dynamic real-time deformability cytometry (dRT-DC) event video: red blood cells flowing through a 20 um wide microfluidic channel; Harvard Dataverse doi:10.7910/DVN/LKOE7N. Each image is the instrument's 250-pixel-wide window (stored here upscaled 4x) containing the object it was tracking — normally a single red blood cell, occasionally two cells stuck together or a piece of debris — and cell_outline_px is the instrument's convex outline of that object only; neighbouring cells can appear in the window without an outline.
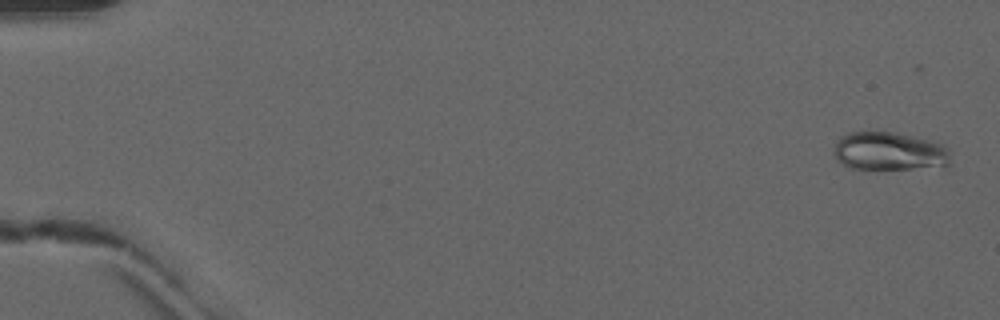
{"species": "common noctule bat (a hibernating species)", "species_latin": "Nyctalus noctula", "temperature_condition": "warm", "stored_images_in_passage": 50, "camera_frame_rate_fps": 3000, "um_per_image_px": 0.085, "animal": {"sex": "male", "forearm_length_mm": 52.5}, "frame": {"image": 1, "passage_image": 2, "time_ms": 0.333, "image_size_px": [1000, 320], "cell_outline_px": [[952, 160], [944, 168], [852, 168], [836, 160], [836, 144], [840, 136], [848, 132], [892, 132], [928, 140], [944, 144], [948, 148]], "centroid_in_image_um": [75.67, 12.86], "position_along_channel_um": 9.3, "area_um2": 25.89}}
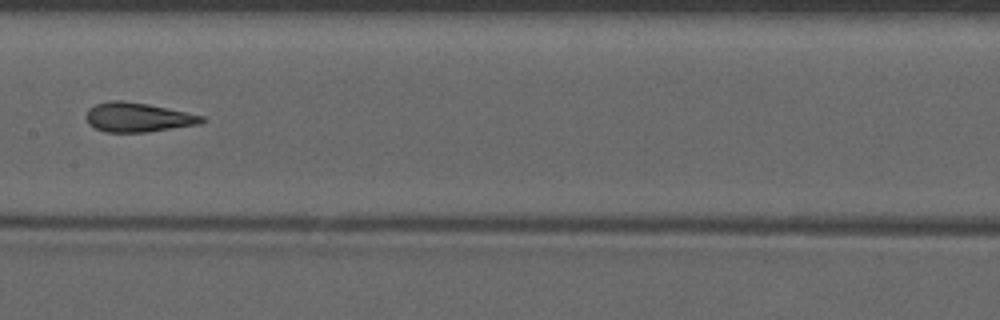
{"frame": {"image": 2, "passage_image": 27, "time_ms": 8.667, "image_size_px": [1000, 320], "cell_outline_px": [[208, 120], [200, 124], [148, 132], [104, 132], [88, 124], [84, 116], [88, 108], [96, 104], [108, 100], [120, 100], [148, 104], [204, 116]], "centroid_in_image_um": [11.69, 9.97], "position_along_channel_um": 195.7, "area_um2": 19.94}}
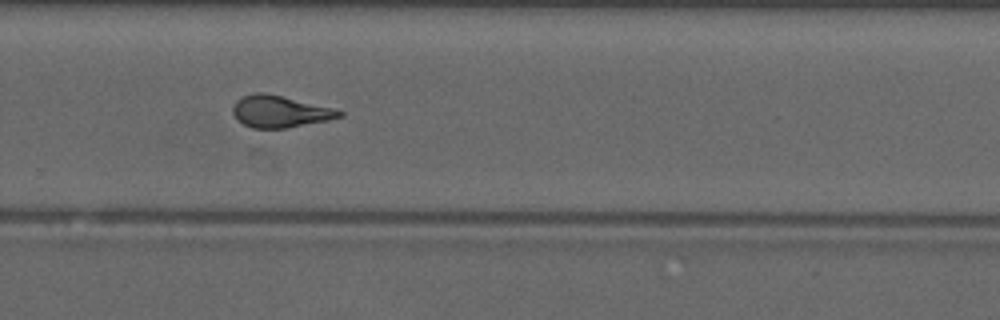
{"frame": {"image": 3, "passage_image": 35, "time_ms": 11.333, "image_size_px": [1000, 320], "cell_outline_px": [[344, 116], [328, 120], [284, 128], [252, 128], [244, 124], [232, 112], [232, 108], [236, 100], [244, 96], [256, 92], [264, 92], [332, 108], [344, 112]], "centroid_in_image_um": [23.78, 9.48], "position_along_channel_um": 306.0, "area_um2": 19.36}, "authors_computed_cell_mechanics": {"area_um2": 20.2589, "velocity_mm_per_s": 4.1667, "shape_relaxation_time_tau1_ms": null, "shape_relaxation_time_tau2_ms": 1.6191, "deformation_change_tau1": null, "deformation_change_tau2": 0.0793}}